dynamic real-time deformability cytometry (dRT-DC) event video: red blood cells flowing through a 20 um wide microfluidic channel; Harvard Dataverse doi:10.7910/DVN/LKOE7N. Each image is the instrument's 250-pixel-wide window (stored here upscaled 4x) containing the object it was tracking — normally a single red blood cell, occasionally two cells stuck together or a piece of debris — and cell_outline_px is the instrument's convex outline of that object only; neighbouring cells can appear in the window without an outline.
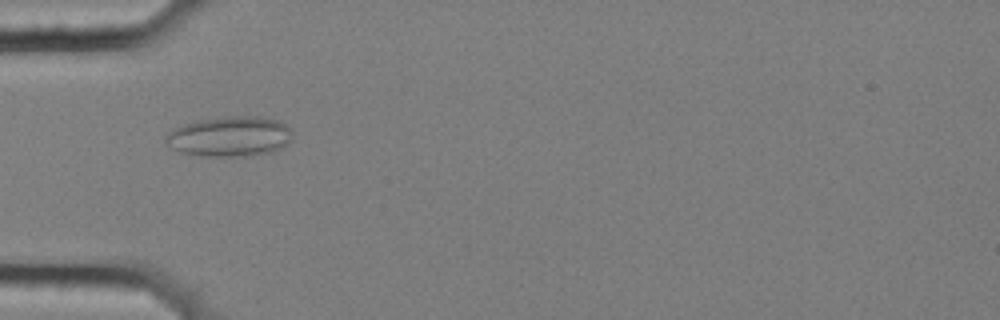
{"species": "common noctule bat (a hibernating species)", "species_latin": "Nyctalus noctula", "temperature_condition": "cold", "stored_images_in_passage": 41, "camera_frame_rate_fps": 3000, "um_per_image_px": 0.085, "animal": {"sex": "female", "body_mass_g": 25.1}, "frame": {"image": 1, "passage_image": 2, "time_ms": 0.333, "image_size_px": [1000, 320], "cell_outline_px": [[292, 140], [280, 148], [272, 152], [252, 156], [200, 156], [180, 152], [172, 148], [164, 140], [164, 136], [168, 132], [184, 124], [196, 120], [232, 116], [256, 116], [276, 120], [292, 128]], "centroid_in_image_um": [19.54, 11.61], "position_along_channel_um": 65.5, "area_um2": 29.82}}
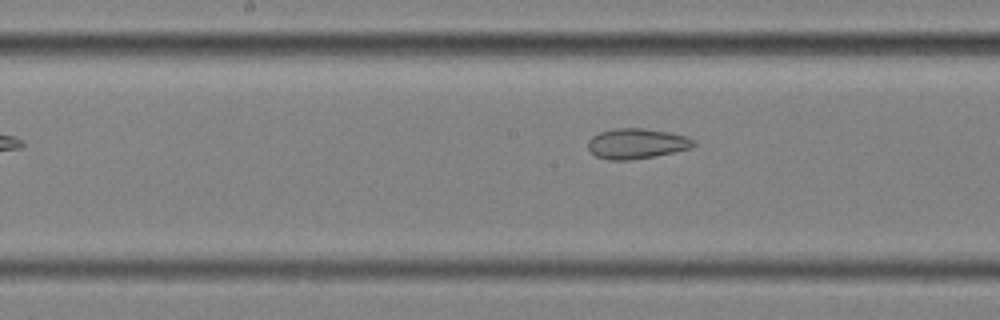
{"frame": {"image": 2, "passage_image": 13, "time_ms": 4.0, "image_size_px": [1000, 320], "cell_outline_px": [[696, 144], [692, 148], [656, 156], [628, 160], [608, 160], [596, 156], [588, 148], [588, 140], [592, 136], [600, 132], [616, 128], [644, 128], [668, 132], [688, 136], [696, 140]], "centroid_in_image_um": [54.15, 12.2], "position_along_channel_um": 194.1, "area_um2": 18.79}}
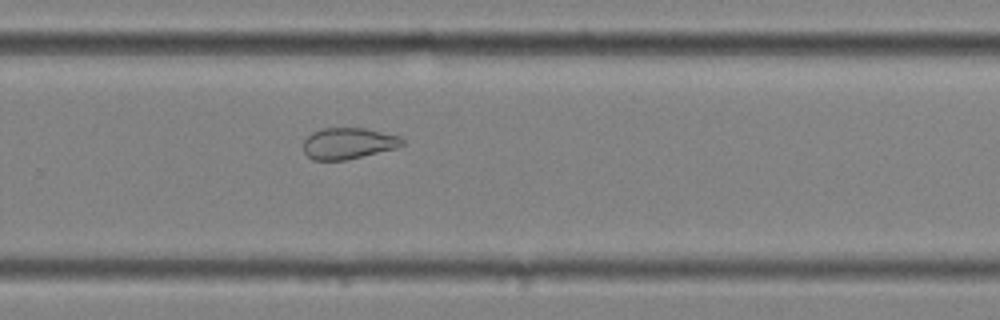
{"frame": {"image": 3, "passage_image": 22, "time_ms": 7.0, "image_size_px": [1000, 320], "cell_outline_px": [[404, 144], [396, 148], [344, 160], [312, 160], [304, 152], [304, 140], [312, 132], [324, 128], [364, 128], [400, 136], [404, 140]], "centroid_in_image_um": [29.6, 12.18], "position_along_channel_um": 300.2, "area_um2": 17.86}, "authors_computed_cell_mechanics": {"area_um2": 21.4438, "velocity_mm_per_s": 3.5426, "shape_relaxation_time_tau1_ms": null, "shape_relaxation_time_tau2_ms": 3.3718, "deformation_change_tau1": null, "deformation_change_tau2": 0.0995}}